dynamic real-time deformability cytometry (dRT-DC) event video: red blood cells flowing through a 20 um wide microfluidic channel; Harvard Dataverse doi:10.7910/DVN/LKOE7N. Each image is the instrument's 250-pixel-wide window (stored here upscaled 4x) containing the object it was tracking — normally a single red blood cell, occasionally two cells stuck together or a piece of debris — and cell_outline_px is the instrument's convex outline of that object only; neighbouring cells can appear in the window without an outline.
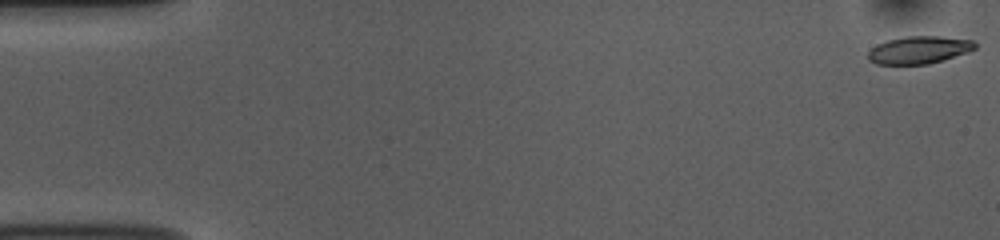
{"species": "common noctule bat (a hibernating species)", "species_latin": "Nyctalus noctula", "temperature_condition": "room temperature", "stored_images_in_passage": 9, "camera_frame_rate_fps": 3000, "um_per_image_px": 0.085, "animal": {"sex": "female", "body_mass_g": 10.0, "forearm_length_mm": 53.1}, "frame": {"image": 1, "passage_image": 1, "time_ms": 0.0, "image_size_px": [1000, 240], "cell_outline_px": [[976, 48], [968, 52], [928, 64], [876, 64], [868, 60], [868, 52], [876, 44], [888, 40], [908, 36], [940, 36], [972, 40], [976, 44]], "centroid_in_image_um": [78.1, 4.24], "position_along_channel_um": 6.9, "area_um2": 17.05}}